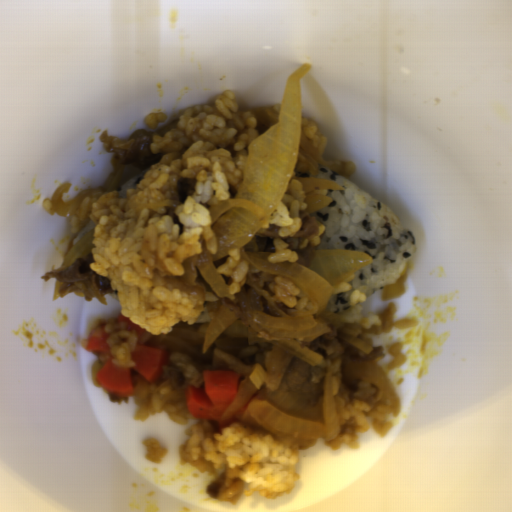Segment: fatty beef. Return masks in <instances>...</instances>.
<instances>
[{
	"instance_id": "8fa450e3",
	"label": "fatty beef",
	"mask_w": 512,
	"mask_h": 512,
	"mask_svg": "<svg viewBox=\"0 0 512 512\" xmlns=\"http://www.w3.org/2000/svg\"><path fill=\"white\" fill-rule=\"evenodd\" d=\"M301 289L292 281L275 273L250 266L247 278L240 290L229 292L225 297L206 304L210 319L222 306H229L237 311V320L243 321L245 327L258 331L259 343L250 345L245 336H228L221 334L205 352L204 341L199 330L208 322L191 323L180 321L169 333H150L144 330L136 344L165 350L166 364L161 374L148 382L133 368L130 371L132 397L144 402L152 395H159L166 400H185L189 385L204 389V371H237L240 385L251 375L259 364L267 373L266 382L252 395L255 401L266 396L271 390L284 388L304 404H317L324 379L330 366L340 362L342 377L338 391L348 402H352L362 380L348 377L346 364L356 360L369 361L374 364L384 357L383 349L374 346L373 337L389 333L395 324L396 304H389L380 325L371 328L360 326L354 321H345L334 313L318 311L317 317L328 327L323 335L314 340H300L303 345L311 347L323 356L320 365L313 367L291 354L277 339L271 336L254 321V313L260 312L289 318V310L297 303ZM356 335L374 347L371 354H366L350 343L341 340L343 335Z\"/></svg>"
},
{
	"instance_id": "1bbc456c",
	"label": "fatty beef",
	"mask_w": 512,
	"mask_h": 512,
	"mask_svg": "<svg viewBox=\"0 0 512 512\" xmlns=\"http://www.w3.org/2000/svg\"><path fill=\"white\" fill-rule=\"evenodd\" d=\"M180 125L179 119L162 127L159 131L136 129L126 141L108 135L104 129L101 143L104 151L113 154L112 174L99 185L105 192L119 190L124 184L162 160V155L153 153L151 144L153 137H163Z\"/></svg>"
},
{
	"instance_id": "5ad873be",
	"label": "fatty beef",
	"mask_w": 512,
	"mask_h": 512,
	"mask_svg": "<svg viewBox=\"0 0 512 512\" xmlns=\"http://www.w3.org/2000/svg\"><path fill=\"white\" fill-rule=\"evenodd\" d=\"M94 261V255L90 250L87 257L82 256L63 271L54 270L46 273L42 278L44 282H48L53 278H57L61 283L58 297L62 298L69 292H75L76 295L84 297L88 301L95 298L102 304H106V294H112L110 278L97 274L90 269L91 262Z\"/></svg>"
},
{
	"instance_id": "51303b74",
	"label": "fatty beef",
	"mask_w": 512,
	"mask_h": 512,
	"mask_svg": "<svg viewBox=\"0 0 512 512\" xmlns=\"http://www.w3.org/2000/svg\"><path fill=\"white\" fill-rule=\"evenodd\" d=\"M201 253L188 256L182 261L184 273L176 276L168 273L163 280L166 290L179 289L180 293H186L197 301L205 300L209 284L202 276L199 267H205L213 255L217 254L218 241L212 223L205 226L199 240Z\"/></svg>"
},
{
	"instance_id": "2513f850",
	"label": "fatty beef",
	"mask_w": 512,
	"mask_h": 512,
	"mask_svg": "<svg viewBox=\"0 0 512 512\" xmlns=\"http://www.w3.org/2000/svg\"><path fill=\"white\" fill-rule=\"evenodd\" d=\"M299 217L303 222L292 236L279 235V226L276 224L268 227L261 226L254 236L244 244L246 251L268 252V257L275 251L273 244L275 239L285 242L290 251L297 250L303 241L315 237L319 231V223L313 212H308L307 208H304L300 211Z\"/></svg>"
},
{
	"instance_id": "7934fd38",
	"label": "fatty beef",
	"mask_w": 512,
	"mask_h": 512,
	"mask_svg": "<svg viewBox=\"0 0 512 512\" xmlns=\"http://www.w3.org/2000/svg\"><path fill=\"white\" fill-rule=\"evenodd\" d=\"M319 164L324 165L344 179H350L356 172L355 164L328 162L313 145L303 130H300V145L292 168L294 177H317Z\"/></svg>"
},
{
	"instance_id": "6575b59f",
	"label": "fatty beef",
	"mask_w": 512,
	"mask_h": 512,
	"mask_svg": "<svg viewBox=\"0 0 512 512\" xmlns=\"http://www.w3.org/2000/svg\"><path fill=\"white\" fill-rule=\"evenodd\" d=\"M206 493L218 502L236 505L245 494V482L241 478L228 479L225 472L207 488Z\"/></svg>"
},
{
	"instance_id": "f438e4f6",
	"label": "fatty beef",
	"mask_w": 512,
	"mask_h": 512,
	"mask_svg": "<svg viewBox=\"0 0 512 512\" xmlns=\"http://www.w3.org/2000/svg\"><path fill=\"white\" fill-rule=\"evenodd\" d=\"M197 183L196 177H183L174 172L159 191L167 201H180L179 204H183L188 196L195 194Z\"/></svg>"
},
{
	"instance_id": "90047fb2",
	"label": "fatty beef",
	"mask_w": 512,
	"mask_h": 512,
	"mask_svg": "<svg viewBox=\"0 0 512 512\" xmlns=\"http://www.w3.org/2000/svg\"><path fill=\"white\" fill-rule=\"evenodd\" d=\"M282 107L283 104H275L252 109L251 114L256 120L255 130L258 136L280 122Z\"/></svg>"
},
{
	"instance_id": "9584ab52",
	"label": "fatty beef",
	"mask_w": 512,
	"mask_h": 512,
	"mask_svg": "<svg viewBox=\"0 0 512 512\" xmlns=\"http://www.w3.org/2000/svg\"><path fill=\"white\" fill-rule=\"evenodd\" d=\"M93 354L97 357L96 360L92 363V370H91V380L94 384V386L98 387L100 390H102L105 394L108 395V399L110 403L117 405H123L124 403L130 402V396H117L109 391H107L103 386H101L97 380L96 376L99 373V371L106 365L109 357L105 352L101 351H93Z\"/></svg>"
},
{
	"instance_id": "626b1e2c",
	"label": "fatty beef",
	"mask_w": 512,
	"mask_h": 512,
	"mask_svg": "<svg viewBox=\"0 0 512 512\" xmlns=\"http://www.w3.org/2000/svg\"><path fill=\"white\" fill-rule=\"evenodd\" d=\"M163 208L165 209L164 213L161 214L162 218L167 215L169 218L172 219V224H176L179 228V231H178V234H182L183 231L185 230L184 228V225L183 223L181 222V220L179 219L178 217V214L176 212V206H165V205H162Z\"/></svg>"
}]
</instances>
